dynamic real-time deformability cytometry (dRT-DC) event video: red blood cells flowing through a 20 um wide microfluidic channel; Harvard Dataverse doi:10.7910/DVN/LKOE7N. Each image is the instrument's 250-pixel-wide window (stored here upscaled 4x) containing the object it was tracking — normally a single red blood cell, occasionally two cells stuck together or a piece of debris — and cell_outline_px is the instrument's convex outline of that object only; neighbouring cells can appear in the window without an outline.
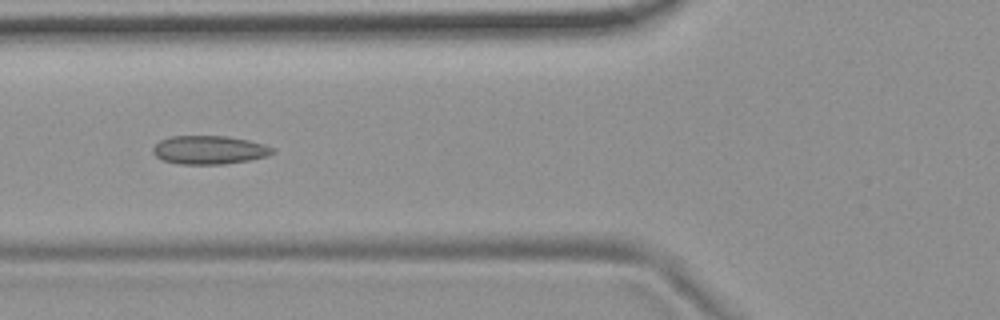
{"species": "common noctule bat (a hibernating species)", "species_latin": "Nyctalus noctula", "temperature_condition": "room temperature", "stored_images_in_passage": 6, "camera_frame_rate_fps": 3000, "um_per_image_px": 0.085, "animal": {"sex": "female", "body_mass_g": 19.9}, "frame": {"image": 1, "passage_image": 5, "time_ms": 5.0, "image_size_px": [1000, 320], "cell_outline_px": [[276, 152], [268, 156], [248, 160], [224, 164], [180, 164], [164, 160], [156, 156], [152, 152], [152, 148], [160, 140], [172, 136], [228, 136], [248, 140], [264, 144], [276, 148]], "centroid_in_image_um": [17.82, 12.74], "position_along_channel_um": 108.0, "area_um2": 19.94}}
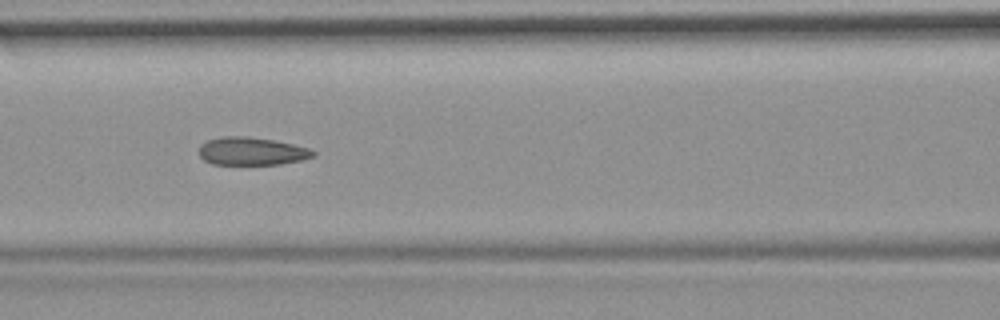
{"frame": {"image": 2, "passage_image": 6, "time_ms": 6.0, "image_size_px": [1000, 320], "cell_outline_px": [[316, 156], [300, 160], [280, 164], [212, 164], [204, 160], [200, 156], [200, 144], [208, 140], [220, 136], [248, 136], [272, 140], [292, 144], [308, 148], [316, 152]], "centroid_in_image_um": [21.38, 12.85], "position_along_channel_um": 145.2, "area_um2": 18.5}}